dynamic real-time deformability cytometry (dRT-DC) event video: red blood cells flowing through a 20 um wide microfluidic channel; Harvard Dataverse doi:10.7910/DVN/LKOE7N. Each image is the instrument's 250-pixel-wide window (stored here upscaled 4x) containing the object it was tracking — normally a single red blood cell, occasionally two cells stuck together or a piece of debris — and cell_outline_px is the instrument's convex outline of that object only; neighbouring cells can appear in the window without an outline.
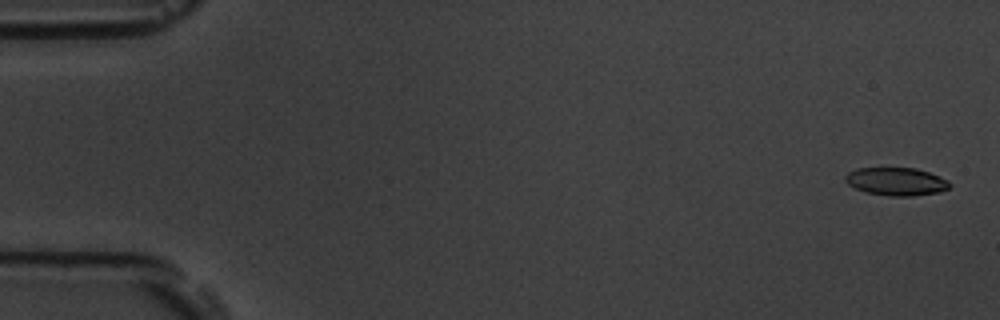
{"species": "common noctule bat (a hibernating species)", "species_latin": "Nyctalus noctula", "temperature_condition": "room temperature", "stored_images_in_passage": 52, "camera_frame_rate_fps": 3000, "um_per_image_px": 0.085, "animal": {"sex": "male", "body_mass_g": 19.5, "forearm_length_mm": 54.6}, "frame": {"image": 1, "passage_image": 2, "time_ms": 0.333, "image_size_px": [1000, 320], "cell_outline_px": [[952, 184], [948, 188], [936, 192], [912, 196], [888, 196], [868, 192], [856, 188], [848, 184], [844, 180], [844, 176], [848, 172], [856, 168], [916, 168], [928, 172], [948, 180]], "centroid_in_image_um": [76.16, 15.42], "position_along_channel_um": 8.8, "area_um2": 16.88}}
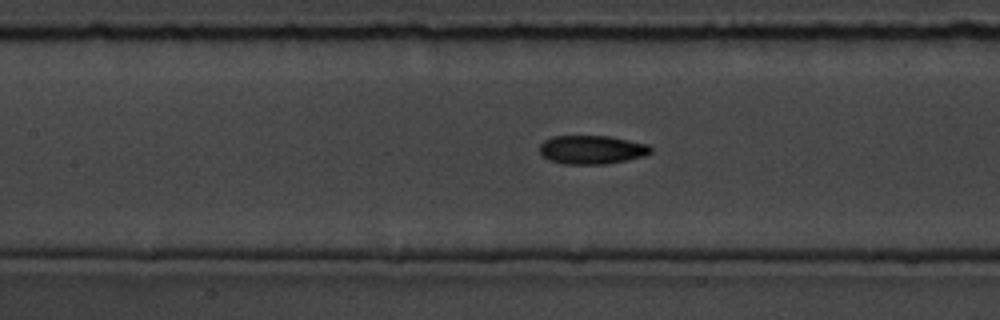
{"frame": {"image": 2, "passage_image": 26, "time_ms": 8.333, "image_size_px": [1000, 320], "cell_outline_px": [[652, 152], [644, 156], [628, 160], [604, 164], [564, 164], [548, 160], [540, 152], [540, 144], [544, 140], [552, 136], [608, 136], [648, 144], [652, 148]], "centroid_in_image_um": [50.3, 12.73], "position_along_channel_um": 157.1, "area_um2": 18.61}}
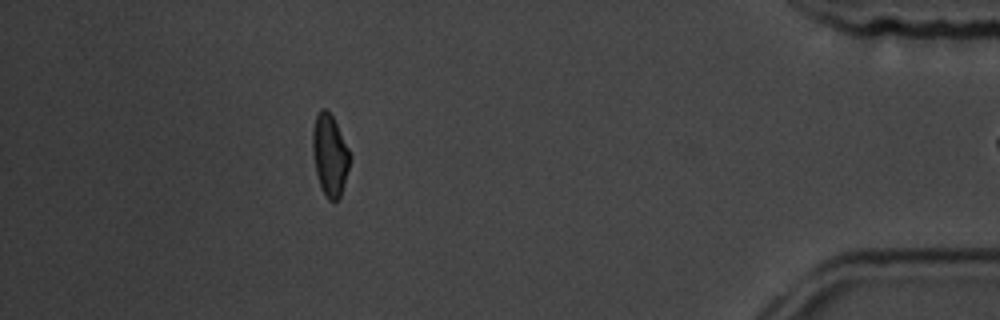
{"frame": {"image": 3, "passage_image": 51, "time_ms": 16.667, "image_size_px": [1000, 320], "cell_outline_px": [[352, 156], [340, 196], [336, 200], [328, 200], [320, 184], [316, 172], [312, 148], [312, 132], [316, 116], [320, 108], [324, 108], [332, 116]], "centroid_in_image_um": [28.03, 13.16], "position_along_channel_um": 407.2, "area_um2": 17.34}}